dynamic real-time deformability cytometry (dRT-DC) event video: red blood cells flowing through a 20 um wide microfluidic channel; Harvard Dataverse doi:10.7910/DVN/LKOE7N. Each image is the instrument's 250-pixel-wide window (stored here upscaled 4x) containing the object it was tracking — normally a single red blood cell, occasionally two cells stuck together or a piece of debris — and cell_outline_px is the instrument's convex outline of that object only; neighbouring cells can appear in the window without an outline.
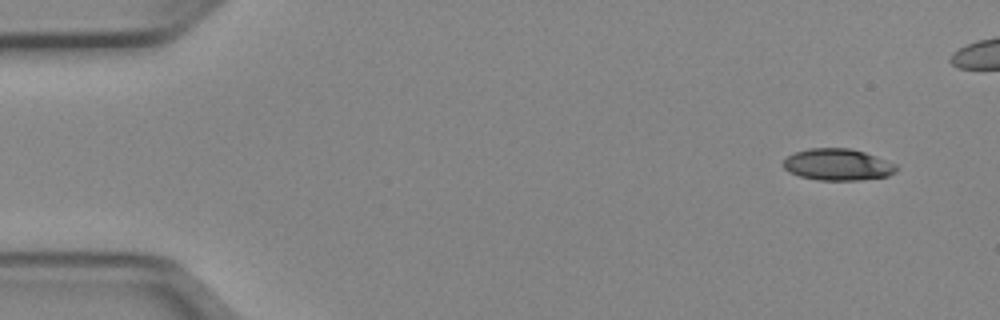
{"species": "Egyptian fruit bat (a non-hibernating species)", "species_latin": "Rousettus aegyptiacus", "temperature_condition": "cold", "stored_images_in_passage": 43, "camera_frame_rate_fps": 3000, "um_per_image_px": 0.085, "animal": {"sex": "female"}, "frame": {"image": 1, "passage_image": 1, "time_ms": 0.0, "image_size_px": [1000, 320], "cell_outline_px": [[900, 168], [896, 172], [888, 176], [860, 180], [820, 180], [800, 176], [788, 172], [784, 168], [784, 160], [788, 156], [796, 152], [808, 148], [848, 148], [864, 152], [876, 156], [896, 164]], "centroid_in_image_um": [71.24, 13.99], "position_along_channel_um": 13.8, "area_um2": 20.87}}
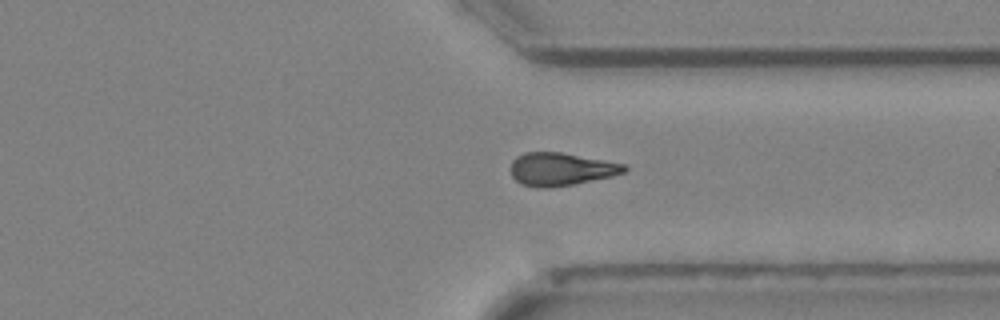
{"frame": {"image": 2, "passage_image": 36, "time_ms": 11.667, "image_size_px": [1000, 320], "cell_outline_px": [[628, 168], [624, 172], [612, 176], [572, 184], [548, 188], [536, 188], [520, 184], [512, 176], [512, 160], [516, 156], [524, 152], [560, 152], [628, 164]], "centroid_in_image_um": [47.68, 14.37], "position_along_channel_um": 363.7, "area_um2": 21.85}}
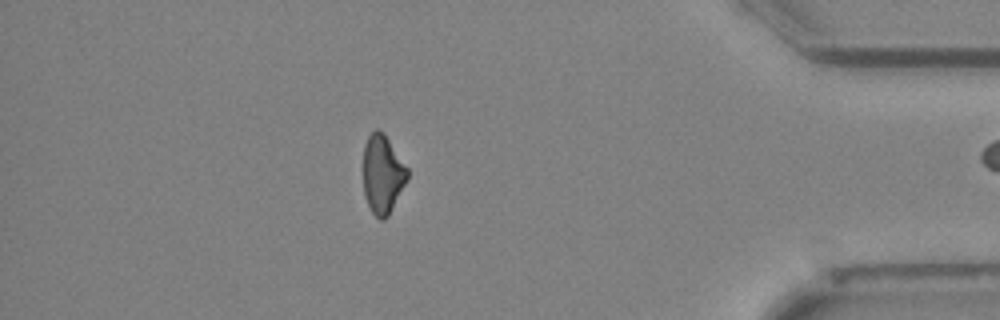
{"frame": {"image": 3, "passage_image": 42, "time_ms": 13.667, "image_size_px": [1000, 320], "cell_outline_px": [[408, 180], [388, 216], [384, 220], [380, 220], [372, 212], [364, 196], [364, 144], [368, 136], [376, 128], [384, 132], [408, 168]], "centroid_in_image_um": [32.53, 14.8], "position_along_channel_um": 402.7, "area_um2": 20.35}}